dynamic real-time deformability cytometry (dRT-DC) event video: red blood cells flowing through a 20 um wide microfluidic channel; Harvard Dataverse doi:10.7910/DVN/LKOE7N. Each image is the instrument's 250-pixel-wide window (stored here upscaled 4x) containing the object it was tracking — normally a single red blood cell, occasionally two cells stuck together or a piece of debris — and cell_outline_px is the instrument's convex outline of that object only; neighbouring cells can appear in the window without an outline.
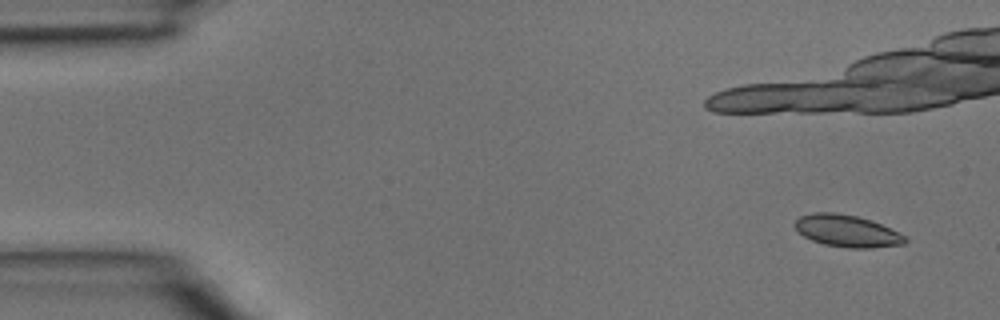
{"species": "common noctule bat (a hibernating species)", "species_latin": "Nyctalus noctula", "temperature_condition": "room temperature", "stored_images_in_passage": 6, "camera_frame_rate_fps": 3000, "um_per_image_px": 0.085, "animal": {"sex": "male", "body_mass_g": 15.6}, "frame": {"image": 1, "passage_image": 1, "time_ms": 0.0, "image_size_px": [1000, 320], "cell_outline_px": [[908, 240], [904, 244], [872, 248], [848, 248], [824, 244], [812, 240], [796, 232], [792, 224], [800, 216], [812, 212], [832, 212], [856, 216], [872, 220], [908, 236]], "centroid_in_image_um": [71.99, 19.63], "position_along_channel_um": 13.0, "area_um2": 20.87}}